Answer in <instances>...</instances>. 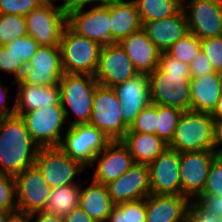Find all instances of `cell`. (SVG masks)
<instances>
[{"mask_svg":"<svg viewBox=\"0 0 222 222\" xmlns=\"http://www.w3.org/2000/svg\"><path fill=\"white\" fill-rule=\"evenodd\" d=\"M37 7L35 0H0V14L26 16Z\"/></svg>","mask_w":222,"mask_h":222,"instance_id":"obj_41","label":"cell"},{"mask_svg":"<svg viewBox=\"0 0 222 222\" xmlns=\"http://www.w3.org/2000/svg\"><path fill=\"white\" fill-rule=\"evenodd\" d=\"M190 200L182 195L146 197V222H184Z\"/></svg>","mask_w":222,"mask_h":222,"instance_id":"obj_23","label":"cell"},{"mask_svg":"<svg viewBox=\"0 0 222 222\" xmlns=\"http://www.w3.org/2000/svg\"><path fill=\"white\" fill-rule=\"evenodd\" d=\"M89 124L95 126L111 141H120L129 130L122 118L121 103L112 87H96Z\"/></svg>","mask_w":222,"mask_h":222,"instance_id":"obj_6","label":"cell"},{"mask_svg":"<svg viewBox=\"0 0 222 222\" xmlns=\"http://www.w3.org/2000/svg\"><path fill=\"white\" fill-rule=\"evenodd\" d=\"M215 158L222 163V150H214Z\"/></svg>","mask_w":222,"mask_h":222,"instance_id":"obj_54","label":"cell"},{"mask_svg":"<svg viewBox=\"0 0 222 222\" xmlns=\"http://www.w3.org/2000/svg\"><path fill=\"white\" fill-rule=\"evenodd\" d=\"M120 141L128 149L135 163L146 165L153 162L168 148V143L156 134L131 132L130 130Z\"/></svg>","mask_w":222,"mask_h":222,"instance_id":"obj_27","label":"cell"},{"mask_svg":"<svg viewBox=\"0 0 222 222\" xmlns=\"http://www.w3.org/2000/svg\"><path fill=\"white\" fill-rule=\"evenodd\" d=\"M137 74L132 61L118 42L102 46L94 75L99 85L114 87Z\"/></svg>","mask_w":222,"mask_h":222,"instance_id":"obj_15","label":"cell"},{"mask_svg":"<svg viewBox=\"0 0 222 222\" xmlns=\"http://www.w3.org/2000/svg\"><path fill=\"white\" fill-rule=\"evenodd\" d=\"M32 222H64L62 217L49 213L47 211H38L31 213ZM34 218H36L34 220Z\"/></svg>","mask_w":222,"mask_h":222,"instance_id":"obj_48","label":"cell"},{"mask_svg":"<svg viewBox=\"0 0 222 222\" xmlns=\"http://www.w3.org/2000/svg\"><path fill=\"white\" fill-rule=\"evenodd\" d=\"M201 51L208 57L215 72L222 68V36L202 39Z\"/></svg>","mask_w":222,"mask_h":222,"instance_id":"obj_39","label":"cell"},{"mask_svg":"<svg viewBox=\"0 0 222 222\" xmlns=\"http://www.w3.org/2000/svg\"><path fill=\"white\" fill-rule=\"evenodd\" d=\"M27 35L40 46H59L61 35L67 25V12L48 6H38L26 16Z\"/></svg>","mask_w":222,"mask_h":222,"instance_id":"obj_11","label":"cell"},{"mask_svg":"<svg viewBox=\"0 0 222 222\" xmlns=\"http://www.w3.org/2000/svg\"><path fill=\"white\" fill-rule=\"evenodd\" d=\"M61 1L62 4L56 5V3L53 2V0H35L38 6L54 7L56 9H62L63 11H66L67 0H61Z\"/></svg>","mask_w":222,"mask_h":222,"instance_id":"obj_51","label":"cell"},{"mask_svg":"<svg viewBox=\"0 0 222 222\" xmlns=\"http://www.w3.org/2000/svg\"><path fill=\"white\" fill-rule=\"evenodd\" d=\"M0 210L14 212L17 210L16 184L12 175L0 173Z\"/></svg>","mask_w":222,"mask_h":222,"instance_id":"obj_36","label":"cell"},{"mask_svg":"<svg viewBox=\"0 0 222 222\" xmlns=\"http://www.w3.org/2000/svg\"><path fill=\"white\" fill-rule=\"evenodd\" d=\"M107 222H146V198L114 205Z\"/></svg>","mask_w":222,"mask_h":222,"instance_id":"obj_31","label":"cell"},{"mask_svg":"<svg viewBox=\"0 0 222 222\" xmlns=\"http://www.w3.org/2000/svg\"><path fill=\"white\" fill-rule=\"evenodd\" d=\"M148 78L152 104L190 111L192 77L188 64L162 52L158 67L148 74Z\"/></svg>","mask_w":222,"mask_h":222,"instance_id":"obj_1","label":"cell"},{"mask_svg":"<svg viewBox=\"0 0 222 222\" xmlns=\"http://www.w3.org/2000/svg\"><path fill=\"white\" fill-rule=\"evenodd\" d=\"M79 8L67 12V25L78 35L84 36L101 46L111 44L109 3L93 6L89 10Z\"/></svg>","mask_w":222,"mask_h":222,"instance_id":"obj_12","label":"cell"},{"mask_svg":"<svg viewBox=\"0 0 222 222\" xmlns=\"http://www.w3.org/2000/svg\"><path fill=\"white\" fill-rule=\"evenodd\" d=\"M214 158V150L180 153L179 174L182 196L191 201L202 193Z\"/></svg>","mask_w":222,"mask_h":222,"instance_id":"obj_16","label":"cell"},{"mask_svg":"<svg viewBox=\"0 0 222 222\" xmlns=\"http://www.w3.org/2000/svg\"><path fill=\"white\" fill-rule=\"evenodd\" d=\"M5 46L11 49L17 58H20L24 65H27L29 60L34 56L37 49L40 47L38 42L30 35L16 38Z\"/></svg>","mask_w":222,"mask_h":222,"instance_id":"obj_37","label":"cell"},{"mask_svg":"<svg viewBox=\"0 0 222 222\" xmlns=\"http://www.w3.org/2000/svg\"><path fill=\"white\" fill-rule=\"evenodd\" d=\"M183 111L170 106L157 105L156 135L169 143Z\"/></svg>","mask_w":222,"mask_h":222,"instance_id":"obj_32","label":"cell"},{"mask_svg":"<svg viewBox=\"0 0 222 222\" xmlns=\"http://www.w3.org/2000/svg\"><path fill=\"white\" fill-rule=\"evenodd\" d=\"M59 47L64 73L95 75L102 49L100 44L76 34L66 25Z\"/></svg>","mask_w":222,"mask_h":222,"instance_id":"obj_5","label":"cell"},{"mask_svg":"<svg viewBox=\"0 0 222 222\" xmlns=\"http://www.w3.org/2000/svg\"><path fill=\"white\" fill-rule=\"evenodd\" d=\"M211 116L214 119H222V95L218 99L216 107L213 110V112L211 113Z\"/></svg>","mask_w":222,"mask_h":222,"instance_id":"obj_52","label":"cell"},{"mask_svg":"<svg viewBox=\"0 0 222 222\" xmlns=\"http://www.w3.org/2000/svg\"><path fill=\"white\" fill-rule=\"evenodd\" d=\"M213 150H222V119H214Z\"/></svg>","mask_w":222,"mask_h":222,"instance_id":"obj_49","label":"cell"},{"mask_svg":"<svg viewBox=\"0 0 222 222\" xmlns=\"http://www.w3.org/2000/svg\"><path fill=\"white\" fill-rule=\"evenodd\" d=\"M98 85L94 75L64 73V76L60 79L59 87L60 101L66 122L70 112L76 116L75 120L67 122L68 126L89 123L94 94Z\"/></svg>","mask_w":222,"mask_h":222,"instance_id":"obj_3","label":"cell"},{"mask_svg":"<svg viewBox=\"0 0 222 222\" xmlns=\"http://www.w3.org/2000/svg\"><path fill=\"white\" fill-rule=\"evenodd\" d=\"M64 76L59 46H40L19 79L26 85H59Z\"/></svg>","mask_w":222,"mask_h":222,"instance_id":"obj_10","label":"cell"},{"mask_svg":"<svg viewBox=\"0 0 222 222\" xmlns=\"http://www.w3.org/2000/svg\"><path fill=\"white\" fill-rule=\"evenodd\" d=\"M5 222H32L31 213L16 210L10 212Z\"/></svg>","mask_w":222,"mask_h":222,"instance_id":"obj_50","label":"cell"},{"mask_svg":"<svg viewBox=\"0 0 222 222\" xmlns=\"http://www.w3.org/2000/svg\"><path fill=\"white\" fill-rule=\"evenodd\" d=\"M214 118L209 113L184 111L168 148L182 152L213 150Z\"/></svg>","mask_w":222,"mask_h":222,"instance_id":"obj_4","label":"cell"},{"mask_svg":"<svg viewBox=\"0 0 222 222\" xmlns=\"http://www.w3.org/2000/svg\"><path fill=\"white\" fill-rule=\"evenodd\" d=\"M79 206L95 222H106L114 205L106 186L92 180L88 187L81 186Z\"/></svg>","mask_w":222,"mask_h":222,"instance_id":"obj_28","label":"cell"},{"mask_svg":"<svg viewBox=\"0 0 222 222\" xmlns=\"http://www.w3.org/2000/svg\"><path fill=\"white\" fill-rule=\"evenodd\" d=\"M217 75H218V78H219V80L221 81V84H222V68L217 71Z\"/></svg>","mask_w":222,"mask_h":222,"instance_id":"obj_55","label":"cell"},{"mask_svg":"<svg viewBox=\"0 0 222 222\" xmlns=\"http://www.w3.org/2000/svg\"><path fill=\"white\" fill-rule=\"evenodd\" d=\"M64 222H95L91 217H89L83 209L78 206L74 208L69 214L64 218Z\"/></svg>","mask_w":222,"mask_h":222,"instance_id":"obj_47","label":"cell"},{"mask_svg":"<svg viewBox=\"0 0 222 222\" xmlns=\"http://www.w3.org/2000/svg\"><path fill=\"white\" fill-rule=\"evenodd\" d=\"M187 3L182 2V8L190 33L200 40L222 36V0H190Z\"/></svg>","mask_w":222,"mask_h":222,"instance_id":"obj_13","label":"cell"},{"mask_svg":"<svg viewBox=\"0 0 222 222\" xmlns=\"http://www.w3.org/2000/svg\"><path fill=\"white\" fill-rule=\"evenodd\" d=\"M189 67L191 77H200L215 72L208 57L202 51H199Z\"/></svg>","mask_w":222,"mask_h":222,"instance_id":"obj_44","label":"cell"},{"mask_svg":"<svg viewBox=\"0 0 222 222\" xmlns=\"http://www.w3.org/2000/svg\"><path fill=\"white\" fill-rule=\"evenodd\" d=\"M112 0H67V7L66 12L79 9V8H86L88 4L92 6H105Z\"/></svg>","mask_w":222,"mask_h":222,"instance_id":"obj_46","label":"cell"},{"mask_svg":"<svg viewBox=\"0 0 222 222\" xmlns=\"http://www.w3.org/2000/svg\"><path fill=\"white\" fill-rule=\"evenodd\" d=\"M105 186L113 205L144 199L151 194L149 166L134 163L119 178Z\"/></svg>","mask_w":222,"mask_h":222,"instance_id":"obj_17","label":"cell"},{"mask_svg":"<svg viewBox=\"0 0 222 222\" xmlns=\"http://www.w3.org/2000/svg\"><path fill=\"white\" fill-rule=\"evenodd\" d=\"M13 84H16L18 87L14 103L15 113L30 112L61 103L59 85H26L20 80H13Z\"/></svg>","mask_w":222,"mask_h":222,"instance_id":"obj_24","label":"cell"},{"mask_svg":"<svg viewBox=\"0 0 222 222\" xmlns=\"http://www.w3.org/2000/svg\"><path fill=\"white\" fill-rule=\"evenodd\" d=\"M64 134L59 147L86 168L91 167L94 157L111 142L89 123L68 126Z\"/></svg>","mask_w":222,"mask_h":222,"instance_id":"obj_8","label":"cell"},{"mask_svg":"<svg viewBox=\"0 0 222 222\" xmlns=\"http://www.w3.org/2000/svg\"><path fill=\"white\" fill-rule=\"evenodd\" d=\"M27 35L25 16L0 14V46Z\"/></svg>","mask_w":222,"mask_h":222,"instance_id":"obj_33","label":"cell"},{"mask_svg":"<svg viewBox=\"0 0 222 222\" xmlns=\"http://www.w3.org/2000/svg\"><path fill=\"white\" fill-rule=\"evenodd\" d=\"M16 184L17 210L26 213L44 211L51 186L34 164L14 176Z\"/></svg>","mask_w":222,"mask_h":222,"instance_id":"obj_14","label":"cell"},{"mask_svg":"<svg viewBox=\"0 0 222 222\" xmlns=\"http://www.w3.org/2000/svg\"><path fill=\"white\" fill-rule=\"evenodd\" d=\"M25 65L17 58V56L6 46H0V71L5 74H12L14 80H19L22 77Z\"/></svg>","mask_w":222,"mask_h":222,"instance_id":"obj_38","label":"cell"},{"mask_svg":"<svg viewBox=\"0 0 222 222\" xmlns=\"http://www.w3.org/2000/svg\"><path fill=\"white\" fill-rule=\"evenodd\" d=\"M138 73L149 74L158 67L161 52L141 28L118 42Z\"/></svg>","mask_w":222,"mask_h":222,"instance_id":"obj_22","label":"cell"},{"mask_svg":"<svg viewBox=\"0 0 222 222\" xmlns=\"http://www.w3.org/2000/svg\"><path fill=\"white\" fill-rule=\"evenodd\" d=\"M15 114L24 120L33 141L40 148L60 146L64 135L61 131L66 122L61 103Z\"/></svg>","mask_w":222,"mask_h":222,"instance_id":"obj_7","label":"cell"},{"mask_svg":"<svg viewBox=\"0 0 222 222\" xmlns=\"http://www.w3.org/2000/svg\"><path fill=\"white\" fill-rule=\"evenodd\" d=\"M134 163V159L121 141H111L93 159L91 166L96 165V169L92 180L106 185L119 178Z\"/></svg>","mask_w":222,"mask_h":222,"instance_id":"obj_20","label":"cell"},{"mask_svg":"<svg viewBox=\"0 0 222 222\" xmlns=\"http://www.w3.org/2000/svg\"><path fill=\"white\" fill-rule=\"evenodd\" d=\"M82 184H68L61 188H51L45 211L64 218L79 206Z\"/></svg>","mask_w":222,"mask_h":222,"instance_id":"obj_29","label":"cell"},{"mask_svg":"<svg viewBox=\"0 0 222 222\" xmlns=\"http://www.w3.org/2000/svg\"><path fill=\"white\" fill-rule=\"evenodd\" d=\"M112 88L121 103L122 118L130 127L136 116L151 104L148 74L138 73Z\"/></svg>","mask_w":222,"mask_h":222,"instance_id":"obj_19","label":"cell"},{"mask_svg":"<svg viewBox=\"0 0 222 222\" xmlns=\"http://www.w3.org/2000/svg\"><path fill=\"white\" fill-rule=\"evenodd\" d=\"M195 201L208 213L222 218V195L200 194Z\"/></svg>","mask_w":222,"mask_h":222,"instance_id":"obj_43","label":"cell"},{"mask_svg":"<svg viewBox=\"0 0 222 222\" xmlns=\"http://www.w3.org/2000/svg\"><path fill=\"white\" fill-rule=\"evenodd\" d=\"M220 217L205 211L195 200L190 201L184 222H219Z\"/></svg>","mask_w":222,"mask_h":222,"instance_id":"obj_42","label":"cell"},{"mask_svg":"<svg viewBox=\"0 0 222 222\" xmlns=\"http://www.w3.org/2000/svg\"><path fill=\"white\" fill-rule=\"evenodd\" d=\"M201 194L222 195V163L213 159Z\"/></svg>","mask_w":222,"mask_h":222,"instance_id":"obj_40","label":"cell"},{"mask_svg":"<svg viewBox=\"0 0 222 222\" xmlns=\"http://www.w3.org/2000/svg\"><path fill=\"white\" fill-rule=\"evenodd\" d=\"M157 128V104L145 107L130 125L131 132L156 134Z\"/></svg>","mask_w":222,"mask_h":222,"instance_id":"obj_35","label":"cell"},{"mask_svg":"<svg viewBox=\"0 0 222 222\" xmlns=\"http://www.w3.org/2000/svg\"><path fill=\"white\" fill-rule=\"evenodd\" d=\"M190 111L211 114L222 95V84L217 72L200 77H192Z\"/></svg>","mask_w":222,"mask_h":222,"instance_id":"obj_26","label":"cell"},{"mask_svg":"<svg viewBox=\"0 0 222 222\" xmlns=\"http://www.w3.org/2000/svg\"><path fill=\"white\" fill-rule=\"evenodd\" d=\"M35 165L52 188L79 183L74 179L86 169L79 161L69 157L59 146L39 148Z\"/></svg>","mask_w":222,"mask_h":222,"instance_id":"obj_9","label":"cell"},{"mask_svg":"<svg viewBox=\"0 0 222 222\" xmlns=\"http://www.w3.org/2000/svg\"><path fill=\"white\" fill-rule=\"evenodd\" d=\"M142 29L161 53L166 52L177 40L189 33L183 8L171 17L144 22Z\"/></svg>","mask_w":222,"mask_h":222,"instance_id":"obj_21","label":"cell"},{"mask_svg":"<svg viewBox=\"0 0 222 222\" xmlns=\"http://www.w3.org/2000/svg\"><path fill=\"white\" fill-rule=\"evenodd\" d=\"M10 212L0 210V222H5Z\"/></svg>","mask_w":222,"mask_h":222,"instance_id":"obj_53","label":"cell"},{"mask_svg":"<svg viewBox=\"0 0 222 222\" xmlns=\"http://www.w3.org/2000/svg\"><path fill=\"white\" fill-rule=\"evenodd\" d=\"M109 13L111 43L119 42L142 28L134 0H112L109 2Z\"/></svg>","mask_w":222,"mask_h":222,"instance_id":"obj_25","label":"cell"},{"mask_svg":"<svg viewBox=\"0 0 222 222\" xmlns=\"http://www.w3.org/2000/svg\"><path fill=\"white\" fill-rule=\"evenodd\" d=\"M199 51H201V40L189 32L187 35L177 40L166 53L190 65Z\"/></svg>","mask_w":222,"mask_h":222,"instance_id":"obj_34","label":"cell"},{"mask_svg":"<svg viewBox=\"0 0 222 222\" xmlns=\"http://www.w3.org/2000/svg\"><path fill=\"white\" fill-rule=\"evenodd\" d=\"M179 162L180 152L167 148L148 165L151 194L182 195Z\"/></svg>","mask_w":222,"mask_h":222,"instance_id":"obj_18","label":"cell"},{"mask_svg":"<svg viewBox=\"0 0 222 222\" xmlns=\"http://www.w3.org/2000/svg\"><path fill=\"white\" fill-rule=\"evenodd\" d=\"M39 146L19 115L0 119V173L16 176L35 164Z\"/></svg>","mask_w":222,"mask_h":222,"instance_id":"obj_2","label":"cell"},{"mask_svg":"<svg viewBox=\"0 0 222 222\" xmlns=\"http://www.w3.org/2000/svg\"><path fill=\"white\" fill-rule=\"evenodd\" d=\"M7 90L8 87L0 82V119L15 115V105L11 108L7 105Z\"/></svg>","mask_w":222,"mask_h":222,"instance_id":"obj_45","label":"cell"},{"mask_svg":"<svg viewBox=\"0 0 222 222\" xmlns=\"http://www.w3.org/2000/svg\"><path fill=\"white\" fill-rule=\"evenodd\" d=\"M141 24L175 15L181 8L183 0H134Z\"/></svg>","mask_w":222,"mask_h":222,"instance_id":"obj_30","label":"cell"}]
</instances>
